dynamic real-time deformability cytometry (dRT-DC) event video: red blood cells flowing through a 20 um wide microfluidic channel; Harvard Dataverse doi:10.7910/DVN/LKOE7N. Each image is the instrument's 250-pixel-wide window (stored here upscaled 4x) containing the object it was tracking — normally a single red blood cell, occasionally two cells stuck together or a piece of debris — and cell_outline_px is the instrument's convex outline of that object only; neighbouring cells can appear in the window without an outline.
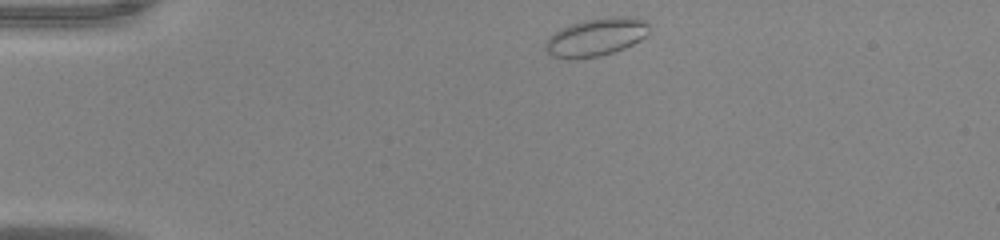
{"species": "common noctule bat (a hibernating species)", "species_latin": "Nyctalus noctula", "temperature_condition": "warm", "stored_images_in_passage": 31, "camera_frame_rate_fps": 3000, "um_per_image_px": 0.085, "animal": {"sex": "male", "body_mass_g": 20.0, "forearm_length_mm": 53.3}, "frame": {"image": 1, "passage_image": 1, "time_ms": 0.0, "image_size_px": [1000, 240], "cell_outline_px": [[648, 32], [640, 40], [624, 48], [600, 56], [568, 60], [552, 56], [544, 48], [544, 44], [548, 36], [560, 28], [584, 20], [612, 16], [632, 16], [648, 20]], "centroid_in_image_um": [50.64, 3.15], "position_along_channel_um": 34.4, "area_um2": 23.18}}
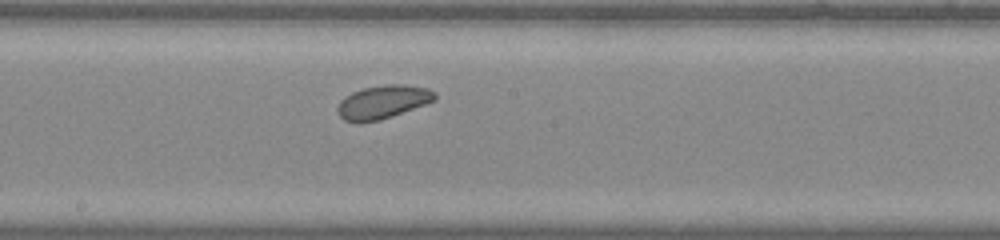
{"frame": {"image": 2, "passage_image": 19, "time_ms": 6.0, "image_size_px": [1000, 240], "cell_outline_px": [[436, 100], [380, 120], [344, 120], [336, 112], [336, 108], [340, 100], [344, 96], [352, 92], [364, 88], [384, 84], [404, 84], [428, 88], [436, 92]], "centroid_in_image_um": [32.55, 8.63], "position_along_channel_um": 215.6, "area_um2": 18.67}}
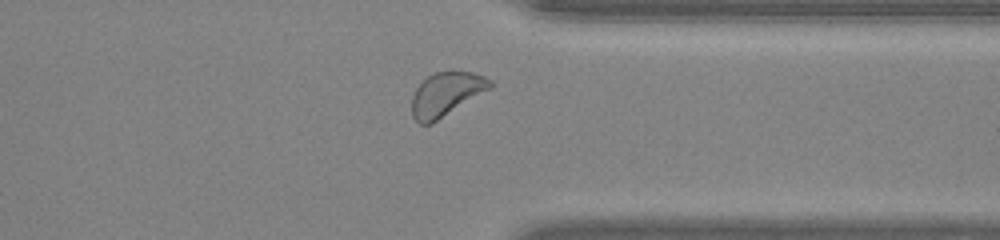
{"frame": {"image": 3, "passage_image": 31, "time_ms": 10.0, "image_size_px": [1000, 240], "cell_outline_px": [[492, 88], [432, 124], [420, 124], [412, 116], [412, 96], [416, 88], [428, 76], [436, 72], [452, 68], [472, 72], [484, 76], [492, 80]], "centroid_in_image_um": [37.95, 7.97], "position_along_channel_um": 373.4, "area_um2": 20.46}, "authors_computed_cell_mechanics": {"area_um2": 18.7272, "velocity_mm_per_s": 3.9653, "shape_relaxation_time_tau1_ms": 6.5682, "shape_relaxation_time_tau2_ms": null, "deformation_change_tau1": 0.0531, "deformation_change_tau2": null}}